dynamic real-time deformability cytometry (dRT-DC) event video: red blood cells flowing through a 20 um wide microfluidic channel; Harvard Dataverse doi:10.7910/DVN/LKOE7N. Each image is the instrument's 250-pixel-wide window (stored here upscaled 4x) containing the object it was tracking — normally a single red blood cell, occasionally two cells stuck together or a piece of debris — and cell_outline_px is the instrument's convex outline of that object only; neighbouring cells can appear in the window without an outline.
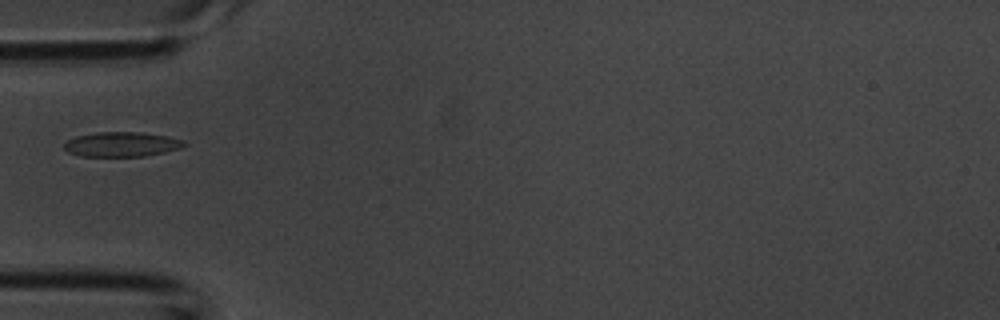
{"species": "common noctule bat (a hibernating species)", "species_latin": "Nyctalus noctula", "temperature_condition": "room temperature", "stored_images_in_passage": 29, "camera_frame_rate_fps": 3000, "um_per_image_px": 0.085, "animal": {"sex": "male", "body_mass_g": 20.1, "forearm_length_mm": 53.5}, "frame": {"image": 1, "passage_image": 1, "time_ms": 0.0, "image_size_px": [1000, 320], "cell_outline_px": [[188, 144], [180, 148], [164, 152], [144, 156], [80, 156], [68, 152], [64, 148], [64, 144], [68, 140], [76, 136], [96, 132], [140, 132], [164, 136], [184, 140]], "centroid_in_image_um": [10.33, 12.26], "position_along_channel_um": 74.7, "area_um2": 17.17}}
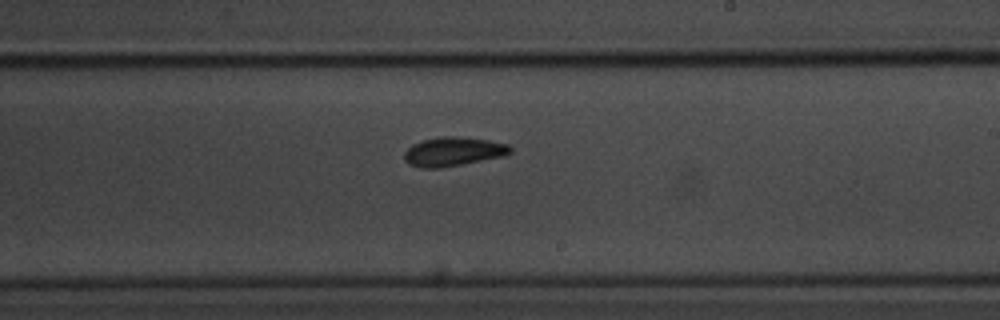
{"frame": {"image": 2, "passage_image": 12, "time_ms": 3.667, "image_size_px": [1000, 320], "cell_outline_px": [[512, 152], [504, 156], [440, 168], [420, 168], [408, 164], [404, 160], [404, 152], [412, 144], [420, 140], [440, 136], [452, 136], [488, 140], [508, 144], [512, 148]], "centroid_in_image_um": [38.49, 12.88], "position_along_channel_um": 250.5, "area_um2": 18.03}}
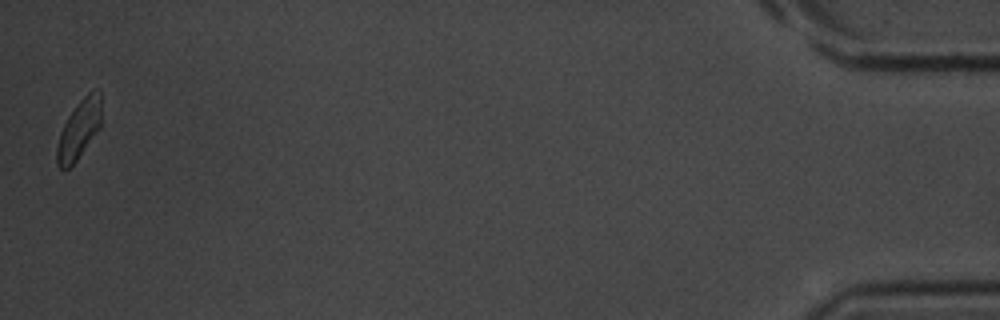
{"frame": {"image": 3, "passage_image": 29, "time_ms": 9.333, "image_size_px": [1000, 320], "cell_outline_px": [[100, 128], [76, 160], [64, 172], [56, 164], [56, 148], [60, 132], [68, 116], [76, 104], [88, 92], [96, 88], [100, 88]], "centroid_in_image_um": [6.7, 11.0], "position_along_channel_um": 428.5, "area_um2": 15.26}}